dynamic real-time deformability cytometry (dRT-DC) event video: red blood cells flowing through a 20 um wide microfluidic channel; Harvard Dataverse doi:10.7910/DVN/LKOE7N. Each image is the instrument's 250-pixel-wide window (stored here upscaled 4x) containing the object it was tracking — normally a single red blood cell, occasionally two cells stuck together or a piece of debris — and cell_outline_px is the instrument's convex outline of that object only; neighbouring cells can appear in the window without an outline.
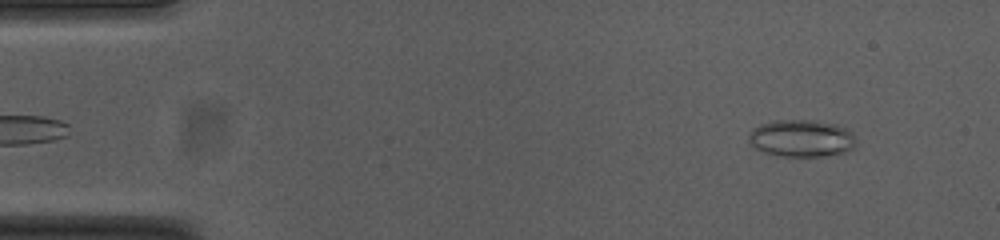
{"species": "common noctule bat (a hibernating species)", "species_latin": "Nyctalus noctula", "temperature_condition": "cold", "stored_images_in_passage": 49, "camera_frame_rate_fps": 3000, "um_per_image_px": 0.085, "animal": {"sex": "female", "body_mass_g": 23.0, "forearm_length_mm": 53.4}, "frame": {"image": 1, "passage_image": 1, "time_ms": 0.0, "image_size_px": [1000, 240], "cell_outline_px": [[856, 144], [852, 148], [844, 152], [824, 156], [780, 156], [760, 152], [748, 140], [748, 136], [752, 128], [760, 124], [772, 120], [816, 120], [836, 124], [848, 128], [856, 136]], "centroid_in_image_um": [68.13, 11.74], "position_along_channel_um": 16.9, "area_um2": 23.64}}
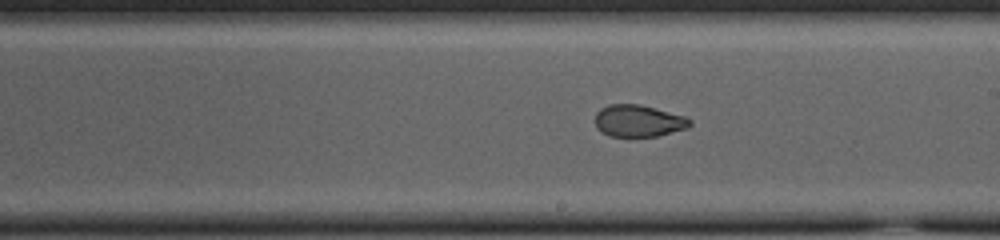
{"frame": {"image": 2, "passage_image": 26, "time_ms": 8.333, "image_size_px": [1000, 240], "cell_outline_px": [[692, 124], [688, 128], [656, 136], [608, 136], [600, 132], [596, 128], [596, 112], [600, 108], [608, 104], [640, 104], [684, 116], [692, 120]], "centroid_in_image_um": [54.25, 10.27], "position_along_channel_um": 234.8, "area_um2": 17.69}}
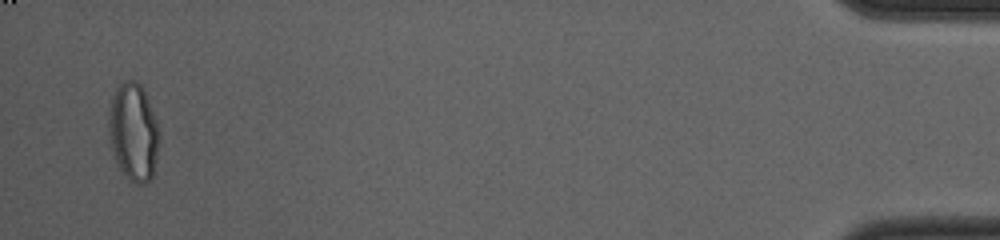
{"frame": {"image": 3, "passage_image": 48, "time_ms": 15.667, "image_size_px": [1000, 240], "cell_outline_px": [[156, 156], [152, 176], [144, 184], [136, 184], [128, 180], [120, 168], [116, 160], [108, 136], [108, 120], [112, 100], [116, 88], [120, 80], [136, 80], [144, 88], [156, 120]], "centroid_in_image_um": [11.3, 11.18], "position_along_channel_um": 423.9, "area_um2": 28.26}, "authors_computed_cell_mechanics": {"area_um2": 19.941, "velocity_mm_per_s": 3.7702, "shape_relaxation_time_tau1_ms": null, "shape_relaxation_time_tau2_ms": 2.0061, "deformation_change_tau1": null, "deformation_change_tau2": 0.0699}}